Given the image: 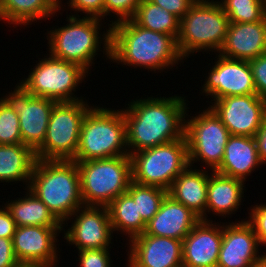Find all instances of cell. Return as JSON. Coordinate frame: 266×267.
<instances>
[{
    "instance_id": "7",
    "label": "cell",
    "mask_w": 266,
    "mask_h": 267,
    "mask_svg": "<svg viewBox=\"0 0 266 267\" xmlns=\"http://www.w3.org/2000/svg\"><path fill=\"white\" fill-rule=\"evenodd\" d=\"M75 162L84 205L107 207L125 193L132 182L130 155Z\"/></svg>"
},
{
    "instance_id": "33",
    "label": "cell",
    "mask_w": 266,
    "mask_h": 267,
    "mask_svg": "<svg viewBox=\"0 0 266 267\" xmlns=\"http://www.w3.org/2000/svg\"><path fill=\"white\" fill-rule=\"evenodd\" d=\"M140 2L141 0H104V18L106 17L107 20V16L110 15L111 17L115 15V17H117L115 21H110L112 23H107L108 27L113 23L131 19L140 5Z\"/></svg>"
},
{
    "instance_id": "34",
    "label": "cell",
    "mask_w": 266,
    "mask_h": 267,
    "mask_svg": "<svg viewBox=\"0 0 266 267\" xmlns=\"http://www.w3.org/2000/svg\"><path fill=\"white\" fill-rule=\"evenodd\" d=\"M63 2L62 0H58V11L63 10L61 8H66L63 7L62 5ZM67 4L68 9L70 8L71 11L73 10L74 13L70 16H76L79 17L78 13H84V17H94L98 19H103L104 21V0H67V3H65V6ZM69 4V5H68ZM86 14V15H85Z\"/></svg>"
},
{
    "instance_id": "22",
    "label": "cell",
    "mask_w": 266,
    "mask_h": 267,
    "mask_svg": "<svg viewBox=\"0 0 266 267\" xmlns=\"http://www.w3.org/2000/svg\"><path fill=\"white\" fill-rule=\"evenodd\" d=\"M262 165L255 137L230 135L222 162L215 171L246 182L247 177Z\"/></svg>"
},
{
    "instance_id": "2",
    "label": "cell",
    "mask_w": 266,
    "mask_h": 267,
    "mask_svg": "<svg viewBox=\"0 0 266 267\" xmlns=\"http://www.w3.org/2000/svg\"><path fill=\"white\" fill-rule=\"evenodd\" d=\"M110 62L161 73L184 63L177 40L137 25L132 19L110 25ZM171 67V68H170ZM160 70V71H159Z\"/></svg>"
},
{
    "instance_id": "6",
    "label": "cell",
    "mask_w": 266,
    "mask_h": 267,
    "mask_svg": "<svg viewBox=\"0 0 266 267\" xmlns=\"http://www.w3.org/2000/svg\"><path fill=\"white\" fill-rule=\"evenodd\" d=\"M230 22L218 0H197L180 19L177 47L185 60L198 52H214L221 49Z\"/></svg>"
},
{
    "instance_id": "32",
    "label": "cell",
    "mask_w": 266,
    "mask_h": 267,
    "mask_svg": "<svg viewBox=\"0 0 266 267\" xmlns=\"http://www.w3.org/2000/svg\"><path fill=\"white\" fill-rule=\"evenodd\" d=\"M19 115L0 98V144H21Z\"/></svg>"
},
{
    "instance_id": "27",
    "label": "cell",
    "mask_w": 266,
    "mask_h": 267,
    "mask_svg": "<svg viewBox=\"0 0 266 267\" xmlns=\"http://www.w3.org/2000/svg\"><path fill=\"white\" fill-rule=\"evenodd\" d=\"M24 197L3 203L9 210L17 227L44 226L62 227V224L53 216L45 203L37 198L28 188Z\"/></svg>"
},
{
    "instance_id": "11",
    "label": "cell",
    "mask_w": 266,
    "mask_h": 267,
    "mask_svg": "<svg viewBox=\"0 0 266 267\" xmlns=\"http://www.w3.org/2000/svg\"><path fill=\"white\" fill-rule=\"evenodd\" d=\"M186 111L184 136L187 141L189 166H194L198 161L203 166L215 171L224 157L225 146L230 133L221 119L208 106L190 116ZM188 116V117H187ZM190 117V119H188Z\"/></svg>"
},
{
    "instance_id": "23",
    "label": "cell",
    "mask_w": 266,
    "mask_h": 267,
    "mask_svg": "<svg viewBox=\"0 0 266 267\" xmlns=\"http://www.w3.org/2000/svg\"><path fill=\"white\" fill-rule=\"evenodd\" d=\"M245 184L240 179L212 171L207 187L206 221H213L212 218H207L210 213L218 217L222 216V219L227 216L232 217V214H235L242 205Z\"/></svg>"
},
{
    "instance_id": "3",
    "label": "cell",
    "mask_w": 266,
    "mask_h": 267,
    "mask_svg": "<svg viewBox=\"0 0 266 267\" xmlns=\"http://www.w3.org/2000/svg\"><path fill=\"white\" fill-rule=\"evenodd\" d=\"M28 189L61 224L84 205L75 161L36 159Z\"/></svg>"
},
{
    "instance_id": "39",
    "label": "cell",
    "mask_w": 266,
    "mask_h": 267,
    "mask_svg": "<svg viewBox=\"0 0 266 267\" xmlns=\"http://www.w3.org/2000/svg\"><path fill=\"white\" fill-rule=\"evenodd\" d=\"M18 263L13 252L12 238L0 237V267H15Z\"/></svg>"
},
{
    "instance_id": "26",
    "label": "cell",
    "mask_w": 266,
    "mask_h": 267,
    "mask_svg": "<svg viewBox=\"0 0 266 267\" xmlns=\"http://www.w3.org/2000/svg\"><path fill=\"white\" fill-rule=\"evenodd\" d=\"M36 162L35 152L24 144H0V182H21L26 190Z\"/></svg>"
},
{
    "instance_id": "37",
    "label": "cell",
    "mask_w": 266,
    "mask_h": 267,
    "mask_svg": "<svg viewBox=\"0 0 266 267\" xmlns=\"http://www.w3.org/2000/svg\"><path fill=\"white\" fill-rule=\"evenodd\" d=\"M256 94L266 100V53L249 61Z\"/></svg>"
},
{
    "instance_id": "21",
    "label": "cell",
    "mask_w": 266,
    "mask_h": 267,
    "mask_svg": "<svg viewBox=\"0 0 266 267\" xmlns=\"http://www.w3.org/2000/svg\"><path fill=\"white\" fill-rule=\"evenodd\" d=\"M200 220L191 209L167 193L158 212L147 223L144 233L183 241Z\"/></svg>"
},
{
    "instance_id": "18",
    "label": "cell",
    "mask_w": 266,
    "mask_h": 267,
    "mask_svg": "<svg viewBox=\"0 0 266 267\" xmlns=\"http://www.w3.org/2000/svg\"><path fill=\"white\" fill-rule=\"evenodd\" d=\"M128 243V267L183 266L181 240L143 233Z\"/></svg>"
},
{
    "instance_id": "20",
    "label": "cell",
    "mask_w": 266,
    "mask_h": 267,
    "mask_svg": "<svg viewBox=\"0 0 266 267\" xmlns=\"http://www.w3.org/2000/svg\"><path fill=\"white\" fill-rule=\"evenodd\" d=\"M266 53V17L259 22L230 23L218 54L236 60L250 61Z\"/></svg>"
},
{
    "instance_id": "15",
    "label": "cell",
    "mask_w": 266,
    "mask_h": 267,
    "mask_svg": "<svg viewBox=\"0 0 266 267\" xmlns=\"http://www.w3.org/2000/svg\"><path fill=\"white\" fill-rule=\"evenodd\" d=\"M210 104L231 135L255 137L266 116V100L257 94L224 97Z\"/></svg>"
},
{
    "instance_id": "25",
    "label": "cell",
    "mask_w": 266,
    "mask_h": 267,
    "mask_svg": "<svg viewBox=\"0 0 266 267\" xmlns=\"http://www.w3.org/2000/svg\"><path fill=\"white\" fill-rule=\"evenodd\" d=\"M58 12V0H0V21L18 25H32ZM29 23V24H28Z\"/></svg>"
},
{
    "instance_id": "31",
    "label": "cell",
    "mask_w": 266,
    "mask_h": 267,
    "mask_svg": "<svg viewBox=\"0 0 266 267\" xmlns=\"http://www.w3.org/2000/svg\"><path fill=\"white\" fill-rule=\"evenodd\" d=\"M230 23H252L266 17L263 0H221L218 1Z\"/></svg>"
},
{
    "instance_id": "10",
    "label": "cell",
    "mask_w": 266,
    "mask_h": 267,
    "mask_svg": "<svg viewBox=\"0 0 266 267\" xmlns=\"http://www.w3.org/2000/svg\"><path fill=\"white\" fill-rule=\"evenodd\" d=\"M87 103L85 99L54 105L45 140L35 151L36 159L72 161L75 158L83 119L93 107Z\"/></svg>"
},
{
    "instance_id": "41",
    "label": "cell",
    "mask_w": 266,
    "mask_h": 267,
    "mask_svg": "<svg viewBox=\"0 0 266 267\" xmlns=\"http://www.w3.org/2000/svg\"><path fill=\"white\" fill-rule=\"evenodd\" d=\"M260 161L266 166V116L263 124L255 136Z\"/></svg>"
},
{
    "instance_id": "30",
    "label": "cell",
    "mask_w": 266,
    "mask_h": 267,
    "mask_svg": "<svg viewBox=\"0 0 266 267\" xmlns=\"http://www.w3.org/2000/svg\"><path fill=\"white\" fill-rule=\"evenodd\" d=\"M127 192L137 203L138 214L146 224L158 212L163 198L168 193L162 188L140 185L133 181L130 183Z\"/></svg>"
},
{
    "instance_id": "8",
    "label": "cell",
    "mask_w": 266,
    "mask_h": 267,
    "mask_svg": "<svg viewBox=\"0 0 266 267\" xmlns=\"http://www.w3.org/2000/svg\"><path fill=\"white\" fill-rule=\"evenodd\" d=\"M90 74L79 64L57 59L50 54L44 56L20 83L35 97L59 102L81 101L74 92Z\"/></svg>"
},
{
    "instance_id": "13",
    "label": "cell",
    "mask_w": 266,
    "mask_h": 267,
    "mask_svg": "<svg viewBox=\"0 0 266 267\" xmlns=\"http://www.w3.org/2000/svg\"><path fill=\"white\" fill-rule=\"evenodd\" d=\"M69 220L71 225L65 229ZM62 231L66 243L75 245L78 251L110 249L113 243L114 234L106 206H81L62 224Z\"/></svg>"
},
{
    "instance_id": "5",
    "label": "cell",
    "mask_w": 266,
    "mask_h": 267,
    "mask_svg": "<svg viewBox=\"0 0 266 267\" xmlns=\"http://www.w3.org/2000/svg\"><path fill=\"white\" fill-rule=\"evenodd\" d=\"M129 155L122 109L94 106L86 113L72 161H89Z\"/></svg>"
},
{
    "instance_id": "9",
    "label": "cell",
    "mask_w": 266,
    "mask_h": 267,
    "mask_svg": "<svg viewBox=\"0 0 266 267\" xmlns=\"http://www.w3.org/2000/svg\"><path fill=\"white\" fill-rule=\"evenodd\" d=\"M130 157L133 182L166 191L189 166L185 137L132 153Z\"/></svg>"
},
{
    "instance_id": "40",
    "label": "cell",
    "mask_w": 266,
    "mask_h": 267,
    "mask_svg": "<svg viewBox=\"0 0 266 267\" xmlns=\"http://www.w3.org/2000/svg\"><path fill=\"white\" fill-rule=\"evenodd\" d=\"M16 227V223L6 206H0V237L13 238Z\"/></svg>"
},
{
    "instance_id": "43",
    "label": "cell",
    "mask_w": 266,
    "mask_h": 267,
    "mask_svg": "<svg viewBox=\"0 0 266 267\" xmlns=\"http://www.w3.org/2000/svg\"><path fill=\"white\" fill-rule=\"evenodd\" d=\"M250 267H266V256L261 261L252 264Z\"/></svg>"
},
{
    "instance_id": "1",
    "label": "cell",
    "mask_w": 266,
    "mask_h": 267,
    "mask_svg": "<svg viewBox=\"0 0 266 267\" xmlns=\"http://www.w3.org/2000/svg\"><path fill=\"white\" fill-rule=\"evenodd\" d=\"M122 108L129 155L184 138L186 97H147ZM187 101V102H186Z\"/></svg>"
},
{
    "instance_id": "16",
    "label": "cell",
    "mask_w": 266,
    "mask_h": 267,
    "mask_svg": "<svg viewBox=\"0 0 266 267\" xmlns=\"http://www.w3.org/2000/svg\"><path fill=\"white\" fill-rule=\"evenodd\" d=\"M61 232L62 227L33 225L16 227L12 244L17 261L57 267L56 263L60 260L58 256L60 248L56 243L59 242L57 237ZM57 248L59 249L57 250Z\"/></svg>"
},
{
    "instance_id": "38",
    "label": "cell",
    "mask_w": 266,
    "mask_h": 267,
    "mask_svg": "<svg viewBox=\"0 0 266 267\" xmlns=\"http://www.w3.org/2000/svg\"><path fill=\"white\" fill-rule=\"evenodd\" d=\"M181 19L197 0H149Z\"/></svg>"
},
{
    "instance_id": "17",
    "label": "cell",
    "mask_w": 266,
    "mask_h": 267,
    "mask_svg": "<svg viewBox=\"0 0 266 267\" xmlns=\"http://www.w3.org/2000/svg\"><path fill=\"white\" fill-rule=\"evenodd\" d=\"M260 247L258 238L246 219L224 222L217 267H250L266 256L264 251L260 254Z\"/></svg>"
},
{
    "instance_id": "19",
    "label": "cell",
    "mask_w": 266,
    "mask_h": 267,
    "mask_svg": "<svg viewBox=\"0 0 266 267\" xmlns=\"http://www.w3.org/2000/svg\"><path fill=\"white\" fill-rule=\"evenodd\" d=\"M222 239L223 222L200 220L182 241L183 266L217 267Z\"/></svg>"
},
{
    "instance_id": "36",
    "label": "cell",
    "mask_w": 266,
    "mask_h": 267,
    "mask_svg": "<svg viewBox=\"0 0 266 267\" xmlns=\"http://www.w3.org/2000/svg\"><path fill=\"white\" fill-rule=\"evenodd\" d=\"M249 217L246 220L253 228L261 246H266V203L252 205L248 208Z\"/></svg>"
},
{
    "instance_id": "12",
    "label": "cell",
    "mask_w": 266,
    "mask_h": 267,
    "mask_svg": "<svg viewBox=\"0 0 266 267\" xmlns=\"http://www.w3.org/2000/svg\"><path fill=\"white\" fill-rule=\"evenodd\" d=\"M14 88L1 98L19 115L22 144L35 152L45 140L49 118L57 102L33 96L20 82Z\"/></svg>"
},
{
    "instance_id": "28",
    "label": "cell",
    "mask_w": 266,
    "mask_h": 267,
    "mask_svg": "<svg viewBox=\"0 0 266 267\" xmlns=\"http://www.w3.org/2000/svg\"><path fill=\"white\" fill-rule=\"evenodd\" d=\"M107 209L113 233L117 231L128 235L127 241H130L145 232L147 224L138 214L137 203L127 191L114 199Z\"/></svg>"
},
{
    "instance_id": "4",
    "label": "cell",
    "mask_w": 266,
    "mask_h": 267,
    "mask_svg": "<svg viewBox=\"0 0 266 267\" xmlns=\"http://www.w3.org/2000/svg\"><path fill=\"white\" fill-rule=\"evenodd\" d=\"M67 24L62 27H51L46 34L49 54L57 59L79 64L88 72L94 63L95 56L102 51L110 59V26L101 33L102 19L84 16H68ZM101 27V28H100ZM102 34V35H101ZM102 43V44H101ZM101 45H103L101 48Z\"/></svg>"
},
{
    "instance_id": "29",
    "label": "cell",
    "mask_w": 266,
    "mask_h": 267,
    "mask_svg": "<svg viewBox=\"0 0 266 267\" xmlns=\"http://www.w3.org/2000/svg\"><path fill=\"white\" fill-rule=\"evenodd\" d=\"M131 19L145 29L165 33L176 40L179 36L180 19L149 0H141Z\"/></svg>"
},
{
    "instance_id": "42",
    "label": "cell",
    "mask_w": 266,
    "mask_h": 267,
    "mask_svg": "<svg viewBox=\"0 0 266 267\" xmlns=\"http://www.w3.org/2000/svg\"><path fill=\"white\" fill-rule=\"evenodd\" d=\"M15 267H48L39 263H18Z\"/></svg>"
},
{
    "instance_id": "35",
    "label": "cell",
    "mask_w": 266,
    "mask_h": 267,
    "mask_svg": "<svg viewBox=\"0 0 266 267\" xmlns=\"http://www.w3.org/2000/svg\"><path fill=\"white\" fill-rule=\"evenodd\" d=\"M110 249H86L79 250V267H112Z\"/></svg>"
},
{
    "instance_id": "24",
    "label": "cell",
    "mask_w": 266,
    "mask_h": 267,
    "mask_svg": "<svg viewBox=\"0 0 266 267\" xmlns=\"http://www.w3.org/2000/svg\"><path fill=\"white\" fill-rule=\"evenodd\" d=\"M194 168V169H193ZM188 166L173 182L168 194L206 221L209 169Z\"/></svg>"
},
{
    "instance_id": "14",
    "label": "cell",
    "mask_w": 266,
    "mask_h": 267,
    "mask_svg": "<svg viewBox=\"0 0 266 267\" xmlns=\"http://www.w3.org/2000/svg\"><path fill=\"white\" fill-rule=\"evenodd\" d=\"M216 61L205 76L202 94L211 102L230 96L256 94L249 61L236 60L216 54Z\"/></svg>"
}]
</instances>
